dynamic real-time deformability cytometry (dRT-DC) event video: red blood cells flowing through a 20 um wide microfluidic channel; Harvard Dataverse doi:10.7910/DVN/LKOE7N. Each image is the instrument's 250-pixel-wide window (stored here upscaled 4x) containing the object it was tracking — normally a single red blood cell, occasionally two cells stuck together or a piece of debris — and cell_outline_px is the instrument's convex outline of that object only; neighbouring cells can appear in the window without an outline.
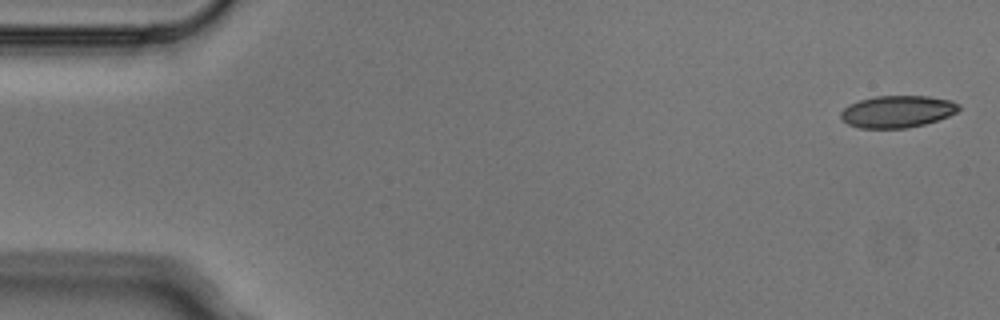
{"species": "Egyptian fruit bat (a non-hibernating species)", "species_latin": "Rousettus aegyptiacus", "temperature_condition": "cold", "stored_images_in_passage": 9, "camera_frame_rate_fps": 3000, "um_per_image_px": 0.085, "animal": {"sex": "male"}, "frame": {"image": 1, "passage_image": 1, "time_ms": 0.0, "image_size_px": [1000, 320], "cell_outline_px": [[960, 108], [956, 112], [948, 116], [924, 124], [908, 128], [860, 128], [848, 124], [840, 116], [840, 112], [848, 104], [860, 100], [876, 96], [928, 96], [952, 100], [960, 104]], "centroid_in_image_um": [76.27, 9.47], "position_along_channel_um": 8.7, "area_um2": 22.02}}
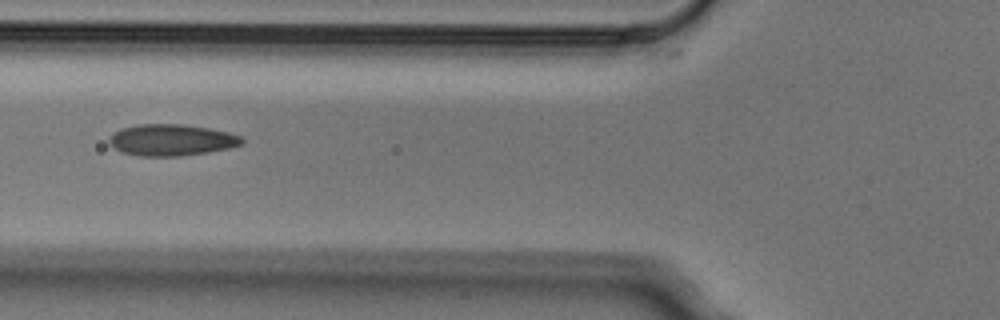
{"frame": {"image": 2, "passage_image": 6, "time_ms": 1.667, "image_size_px": [1000, 320], "cell_outline_px": [[244, 144], [228, 148], [208, 152], [180, 156], [140, 156], [120, 152], [108, 144], [108, 140], [120, 128], [140, 124], [180, 124], [208, 128], [228, 132], [240, 136], [244, 140]], "centroid_in_image_um": [14.56, 11.9], "position_along_channel_um": 111.2, "area_um2": 24.33}}
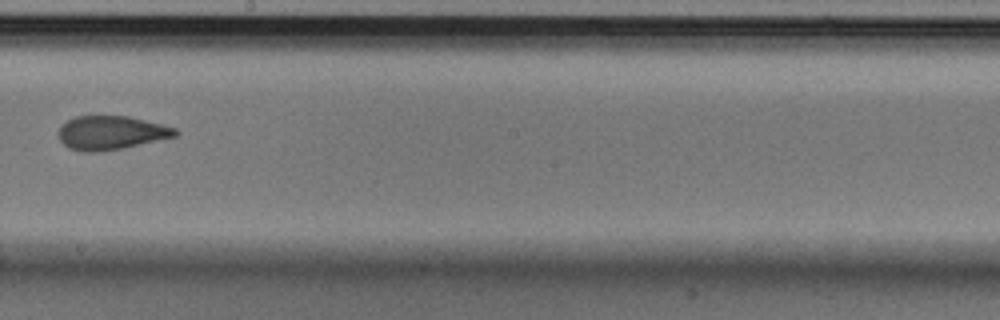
{"frame": {"image": 3, "passage_image": 9, "time_ms": 2.667, "image_size_px": [1000, 320], "cell_outline_px": [[180, 132], [176, 136], [124, 148], [100, 152], [84, 152], [68, 148], [60, 140], [60, 124], [76, 116], [128, 116], [176, 128]], "centroid_in_image_um": [9.44, 11.29], "position_along_channel_um": 238.8, "area_um2": 22.95}}